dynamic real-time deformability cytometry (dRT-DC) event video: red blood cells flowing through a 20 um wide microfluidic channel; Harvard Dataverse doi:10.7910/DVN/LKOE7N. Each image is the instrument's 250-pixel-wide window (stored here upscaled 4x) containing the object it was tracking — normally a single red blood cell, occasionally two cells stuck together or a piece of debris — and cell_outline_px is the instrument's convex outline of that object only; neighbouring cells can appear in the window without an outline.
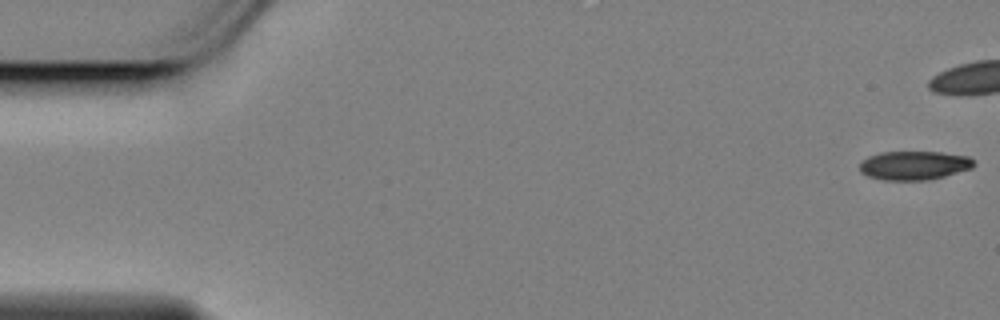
{"species": "Egyptian fruit bat (a non-hibernating species)", "species_latin": "Rousettus aegyptiacus", "temperature_condition": "cold", "stored_images_in_passage": 46, "camera_frame_rate_fps": 3000, "um_per_image_px": 0.085, "animal": {"sex": "female"}, "frame": {"image": 1, "passage_image": 1, "time_ms": 0.0, "image_size_px": [1000, 320], "cell_outline_px": [[976, 164], [972, 168], [944, 176], [928, 180], [884, 180], [868, 176], [860, 172], [860, 164], [868, 156], [880, 152], [940, 152], [968, 156], [976, 160]], "centroid_in_image_um": [77.73, 14.05], "position_along_channel_um": 7.3, "area_um2": 19.25}}
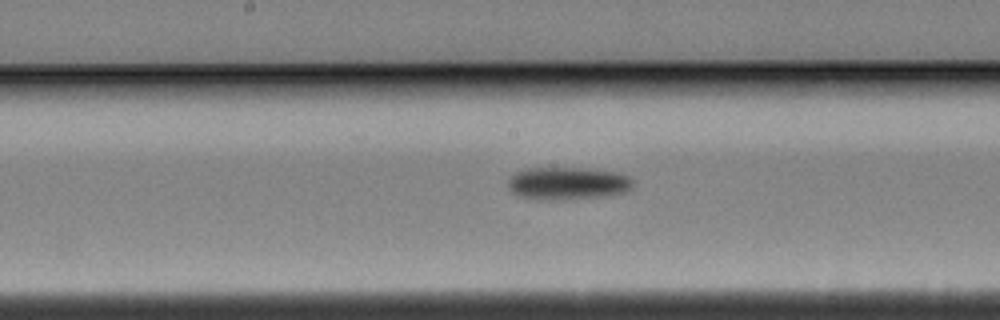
{"frame": {"image": 2, "passage_image": 29, "time_ms": 9.333, "image_size_px": [1000, 320], "cell_outline_px": [[632, 184], [624, 192], [600, 196], [564, 200], [528, 200], [516, 196], [508, 188], [508, 180], [516, 172], [528, 168], [588, 168], [616, 172], [628, 176], [632, 180]], "centroid_in_image_um": [48.16, 15.6], "position_along_channel_um": 200.0, "area_um2": 23.93}}
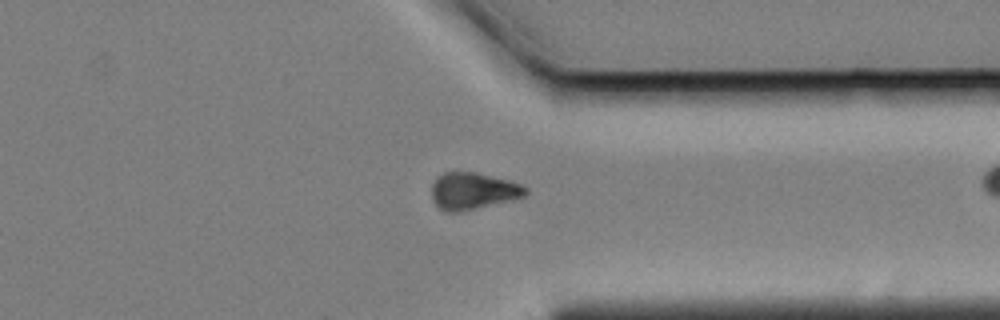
{"frame": {"image": 3, "passage_image": 44, "time_ms": 14.333, "image_size_px": [1000, 320], "cell_outline_px": [[528, 192], [524, 196], [460, 212], [444, 212], [432, 200], [432, 184], [436, 176], [444, 172], [476, 172], [524, 184], [528, 188]], "centroid_in_image_um": [40.18, 16.22], "position_along_channel_um": 371.2, "area_um2": 20.17}}